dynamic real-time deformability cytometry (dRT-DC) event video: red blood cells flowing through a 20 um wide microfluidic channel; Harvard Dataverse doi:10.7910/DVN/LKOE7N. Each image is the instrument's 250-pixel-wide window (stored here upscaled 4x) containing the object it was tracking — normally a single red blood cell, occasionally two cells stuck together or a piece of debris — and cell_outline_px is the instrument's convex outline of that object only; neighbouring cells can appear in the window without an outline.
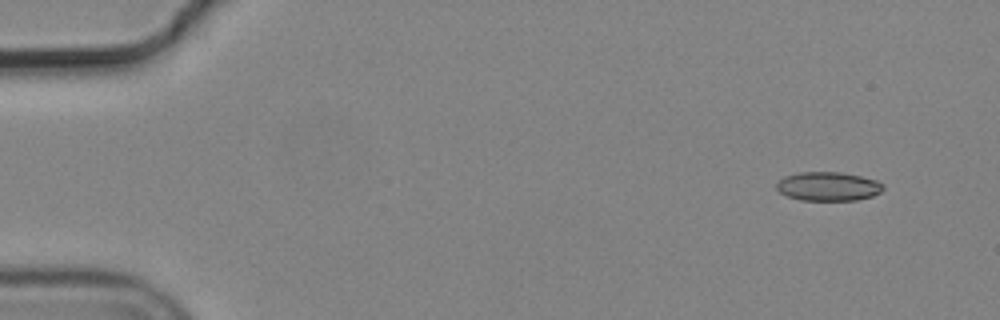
{"species": "common noctule bat (a hibernating species)", "species_latin": "Nyctalus noctula", "temperature_condition": "cold", "stored_images_in_passage": 8, "camera_frame_rate_fps": 3000, "um_per_image_px": 0.085, "animal": {"sex": "male", "body_mass_g": 19.2, "forearm_length_mm": 51.8}, "frame": {"image": 1, "passage_image": 1, "time_ms": 0.0, "image_size_px": [1000, 320], "cell_outline_px": [[884, 188], [880, 192], [872, 196], [856, 200], [800, 200], [788, 196], [780, 192], [776, 188], [776, 184], [784, 176], [800, 172], [840, 172], [860, 176], [876, 180], [884, 184]], "centroid_in_image_um": [70.4, 15.84], "position_along_channel_um": 14.6, "area_um2": 17.92}}
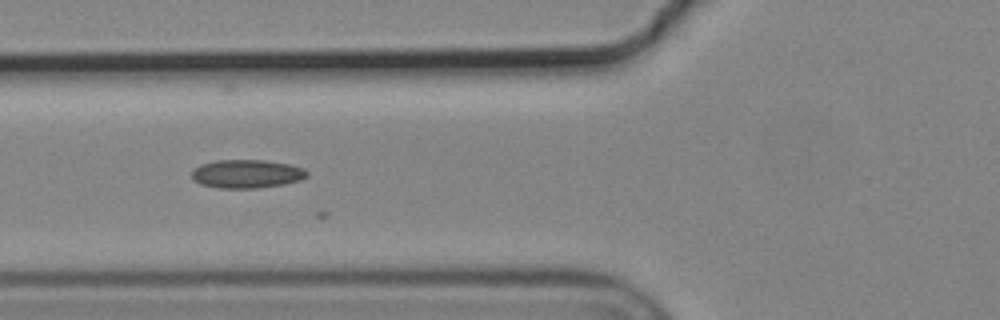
{"frame": {"image": 2, "passage_image": 6, "time_ms": 1.667, "image_size_px": [1000, 320], "cell_outline_px": [[308, 176], [300, 180], [284, 184], [256, 188], [220, 188], [200, 184], [192, 176], [192, 172], [200, 164], [216, 160], [264, 160], [288, 164], [304, 168], [308, 172]], "centroid_in_image_um": [21.0, 14.77], "position_along_channel_um": 104.8, "area_um2": 19.02}}
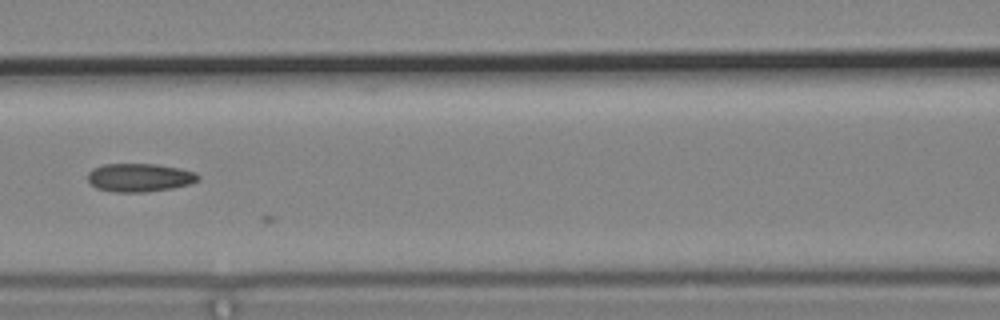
{"frame": {"image": 3, "passage_image": 7, "time_ms": 2.0, "image_size_px": [1000, 320], "cell_outline_px": [[200, 180], [188, 184], [172, 188], [144, 192], [112, 192], [96, 188], [88, 180], [88, 172], [92, 168], [104, 164], [156, 164], [180, 168], [196, 172], [200, 176]], "centroid_in_image_um": [11.86, 15.09], "position_along_channel_um": 154.7, "area_um2": 18.32}}